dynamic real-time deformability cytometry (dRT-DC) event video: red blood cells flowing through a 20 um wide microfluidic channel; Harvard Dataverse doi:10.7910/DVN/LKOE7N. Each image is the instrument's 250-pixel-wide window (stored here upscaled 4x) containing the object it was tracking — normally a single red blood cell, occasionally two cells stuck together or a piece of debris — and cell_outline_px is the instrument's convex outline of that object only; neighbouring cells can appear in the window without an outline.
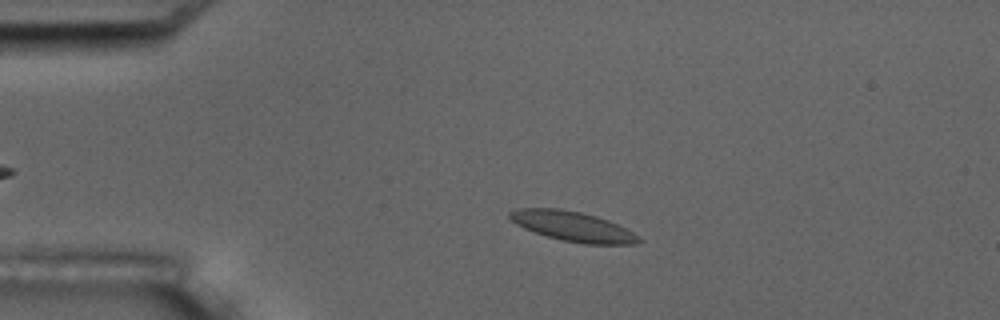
{"species": "common noctule bat (a hibernating species)", "species_latin": "Nyctalus noctula", "temperature_condition": "room temperature", "stored_images_in_passage": 5, "camera_frame_rate_fps": 3000, "um_per_image_px": 0.085, "animal": {"sex": "male", "body_mass_g": 17.5, "forearm_length_mm": 52.3}, "frame": {"image": 1, "passage_image": 4, "time_ms": 3.333, "image_size_px": [1000, 320], "cell_outline_px": [[644, 240], [636, 244], [584, 244], [560, 240], [524, 228], [516, 224], [508, 216], [508, 212], [520, 208], [560, 208], [580, 212], [596, 216], [608, 220], [640, 236]], "centroid_in_image_um": [48.7, 19.24], "position_along_channel_um": 36.3, "area_um2": 22.37}}